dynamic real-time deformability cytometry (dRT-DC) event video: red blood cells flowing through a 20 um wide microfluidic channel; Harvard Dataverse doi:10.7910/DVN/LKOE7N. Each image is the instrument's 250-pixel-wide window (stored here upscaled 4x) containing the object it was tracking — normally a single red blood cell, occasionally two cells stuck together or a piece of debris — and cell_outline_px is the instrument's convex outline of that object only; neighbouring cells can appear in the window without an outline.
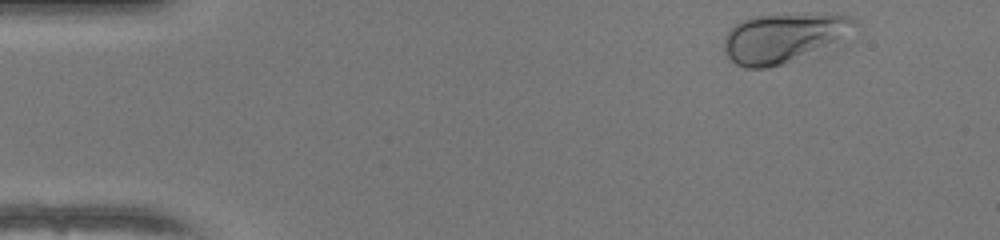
{"species": "human", "species_latin": "Homo sapiens", "temperature_condition": "warm", "stored_images_in_passage": 39, "camera_frame_rate_fps": 3000, "um_per_image_px": 0.085, "donor": {"sex": "female"}, "frame": {"image": 1, "passage_image": 2, "time_ms": 0.333, "image_size_px": [1000, 240], "cell_outline_px": [[860, 24], [832, 40], [784, 64], [768, 68], [744, 68], [728, 60], [724, 52], [724, 36], [736, 24], [744, 20], [756, 16], [824, 12], [848, 16], [856, 20]], "centroid_in_image_um": [66.48, 3.18], "position_along_channel_um": 18.5, "area_um2": 36.53}}
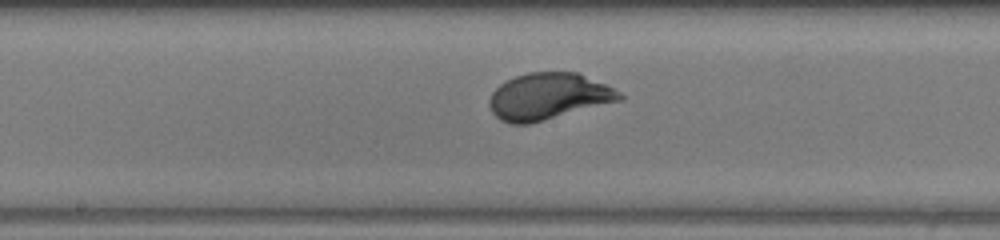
{"frame": {"image": 2, "passage_image": 23, "time_ms": 7.333, "image_size_px": [1000, 240], "cell_outline_px": [[624, 100], [528, 124], [512, 124], [500, 120], [492, 112], [488, 104], [488, 100], [492, 92], [500, 84], [516, 76], [528, 72], [580, 72], [620, 92], [624, 96]], "centroid_in_image_um": [46.62, 8.19], "position_along_channel_um": 201.6, "area_um2": 35.43}}
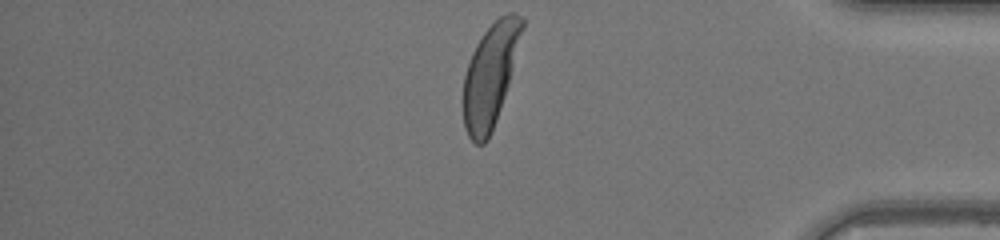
{"frame": {"image": 3, "passage_image": 39, "time_ms": 12.667, "image_size_px": [1000, 240], "cell_outline_px": [[524, 28], [508, 84], [496, 120], [488, 140], [484, 144], [476, 144], [468, 136], [464, 128], [464, 76], [472, 52], [476, 44], [484, 32], [500, 16], [508, 12], [512, 12], [520, 16], [524, 20]], "centroid_in_image_um": [41.67, 6.39], "position_along_channel_um": 393.5, "area_um2": 34.62}, "authors_computed_cell_mechanics": {"area_um2": 34.6222, "velocity_mm_per_s": 4.1178, "shape_relaxation_time_tau1_ms": 2.1349, "shape_relaxation_time_tau2_ms": null, "deformation_change_tau1": 0.1247, "deformation_change_tau2": null}}